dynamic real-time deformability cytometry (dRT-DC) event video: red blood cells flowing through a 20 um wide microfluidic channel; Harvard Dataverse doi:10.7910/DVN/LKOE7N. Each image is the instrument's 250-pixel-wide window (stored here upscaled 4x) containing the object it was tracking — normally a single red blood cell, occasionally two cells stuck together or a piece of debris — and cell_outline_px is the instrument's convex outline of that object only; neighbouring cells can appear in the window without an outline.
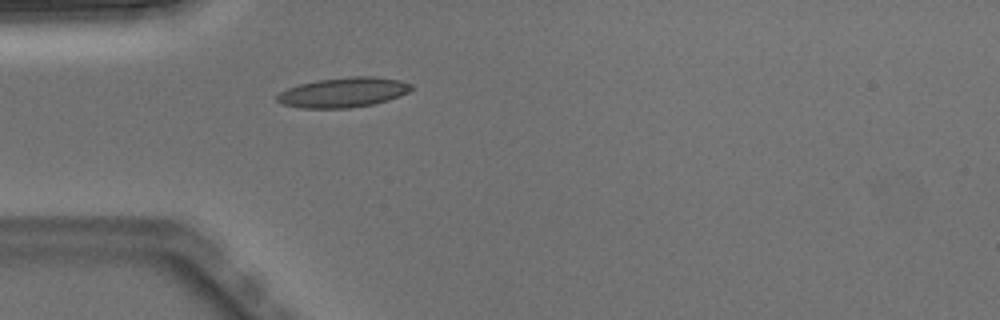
{"species": "Egyptian fruit bat (a non-hibernating species)", "species_latin": "Rousettus aegyptiacus", "temperature_condition": "warm", "stored_images_in_passage": 3, "camera_frame_rate_fps": 3000, "um_per_image_px": 0.085, "animal": {"sex": "male"}, "frame": {"image": 1, "passage_image": 3, "time_ms": 0.667, "image_size_px": [1000, 320], "cell_outline_px": [[412, 88], [408, 92], [400, 96], [388, 100], [372, 104], [348, 108], [300, 108], [280, 104], [276, 100], [276, 96], [280, 92], [288, 88], [300, 84], [316, 80], [352, 76], [372, 76], [400, 80], [412, 84]], "centroid_in_image_um": [29.16, 7.85], "position_along_channel_um": 55.8, "area_um2": 23.41}}